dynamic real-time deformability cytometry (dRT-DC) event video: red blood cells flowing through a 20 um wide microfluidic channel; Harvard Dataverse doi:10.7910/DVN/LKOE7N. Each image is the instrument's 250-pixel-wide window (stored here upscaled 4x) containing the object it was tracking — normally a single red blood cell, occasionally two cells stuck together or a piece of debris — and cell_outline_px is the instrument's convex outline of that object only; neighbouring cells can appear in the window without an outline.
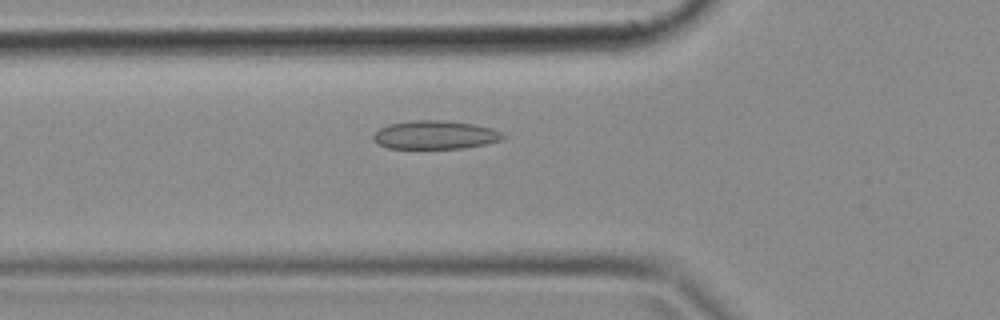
{"species": "common noctule bat (a hibernating species)", "species_latin": "Nyctalus noctula", "temperature_condition": "cold", "stored_images_in_passage": 50, "camera_frame_rate_fps": 3000, "um_per_image_px": 0.085, "animal": {"sex": "female", "body_mass_g": 18.4}, "frame": {"image": 1, "passage_image": 17, "time_ms": 5.333, "image_size_px": [1000, 320], "cell_outline_px": [[504, 140], [464, 148], [388, 148], [376, 144], [372, 136], [380, 128], [388, 124], [412, 120], [444, 120], [476, 124], [492, 128], [500, 132], [504, 136]], "centroid_in_image_um": [36.98, 11.46], "position_along_channel_um": 88.8, "area_um2": 21.62}}
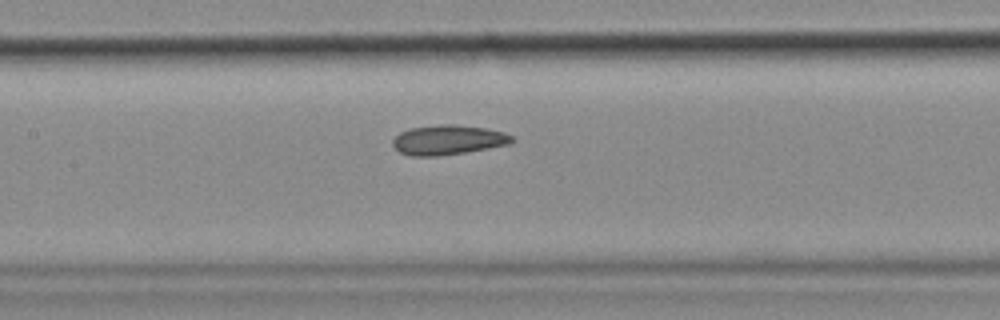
{"frame": {"image": 2, "passage_image": 23, "time_ms": 7.333, "image_size_px": [1000, 320], "cell_outline_px": [[516, 140], [508, 144], [488, 148], [464, 152], [436, 156], [412, 156], [400, 152], [392, 144], [392, 140], [400, 132], [412, 128], [440, 124], [456, 124], [488, 128], [504, 132], [512, 136]], "centroid_in_image_um": [38.1, 11.88], "position_along_channel_um": 169.3, "area_um2": 20.58}}
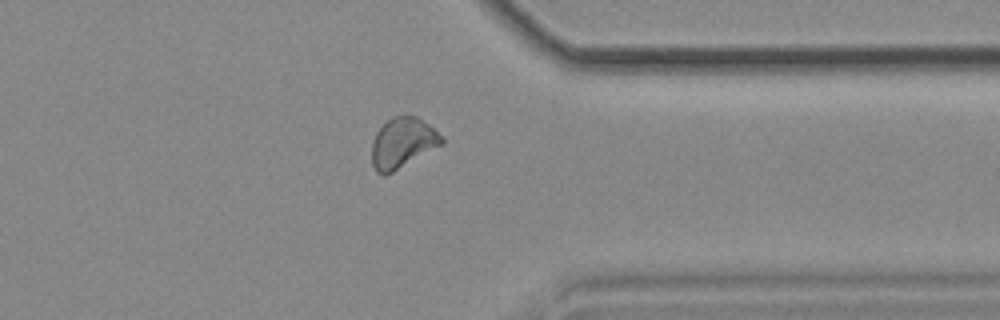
{"frame": {"image": 3, "passage_image": 39, "time_ms": 12.667, "image_size_px": [1000, 320], "cell_outline_px": [[444, 144], [392, 172], [384, 176], [376, 172], [372, 164], [372, 140], [376, 132], [392, 116], [416, 116], [428, 124], [444, 136]], "centroid_in_image_um": [34.23, 12.15], "position_along_channel_um": 377.2, "area_um2": 20.52}}